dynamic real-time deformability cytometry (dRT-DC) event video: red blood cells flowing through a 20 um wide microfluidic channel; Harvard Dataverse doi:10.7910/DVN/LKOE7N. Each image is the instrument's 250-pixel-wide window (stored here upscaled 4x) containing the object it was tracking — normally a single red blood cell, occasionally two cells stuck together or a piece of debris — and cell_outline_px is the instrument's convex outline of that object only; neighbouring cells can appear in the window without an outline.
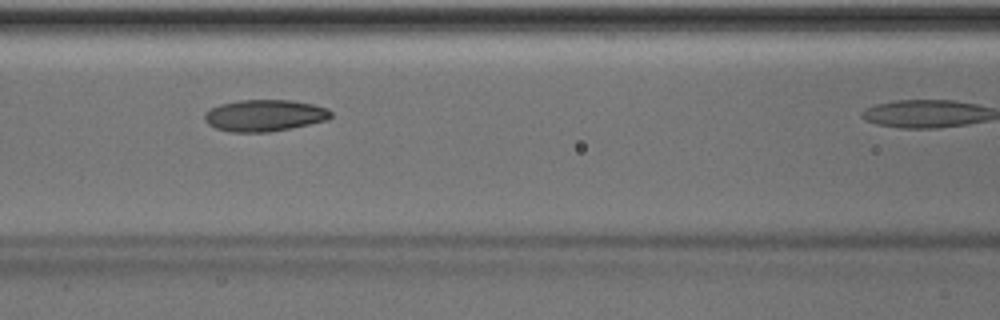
{"species": "Egyptian fruit bat (a non-hibernating species)", "species_latin": "Rousettus aegyptiacus", "temperature_condition": "room temperature", "stored_images_in_passage": 24, "camera_frame_rate_fps": 3000, "um_per_image_px": 0.085, "animal": {"sex": "male"}, "frame": {"image": 1, "passage_image": 11, "time_ms": 3.333, "image_size_px": [1000, 320], "cell_outline_px": [[332, 116], [328, 120], [268, 132], [232, 132], [216, 128], [208, 124], [204, 120], [204, 112], [220, 104], [240, 100], [292, 100], [312, 104], [328, 108], [332, 112]], "centroid_in_image_um": [22.48, 9.81], "position_along_channel_um": 144.1, "area_um2": 23.24}}